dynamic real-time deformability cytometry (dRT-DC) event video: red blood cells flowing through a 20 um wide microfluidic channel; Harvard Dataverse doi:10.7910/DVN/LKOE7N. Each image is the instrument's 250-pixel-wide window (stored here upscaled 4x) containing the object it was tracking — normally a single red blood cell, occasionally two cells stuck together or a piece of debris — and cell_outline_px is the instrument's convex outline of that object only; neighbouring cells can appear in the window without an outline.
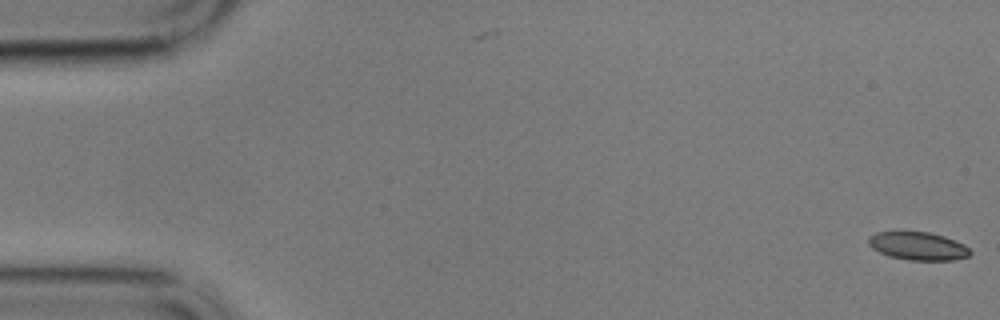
{"species": "common noctule bat (a hibernating species)", "species_latin": "Nyctalus noctula", "temperature_condition": "cold", "stored_images_in_passage": 2, "camera_frame_rate_fps": 3000, "um_per_image_px": 0.085, "animal": {"sex": "male", "body_mass_g": 17.9}, "frame": {"image": 1, "passage_image": 2, "time_ms": 0.333, "image_size_px": [1000, 320], "cell_outline_px": [[972, 252], [968, 256], [952, 260], [908, 260], [888, 256], [872, 248], [868, 244], [868, 236], [876, 232], [928, 232], [944, 236], [964, 244]], "centroid_in_image_um": [78.01, 20.91], "position_along_channel_um": 7.0, "area_um2": 16.59}}